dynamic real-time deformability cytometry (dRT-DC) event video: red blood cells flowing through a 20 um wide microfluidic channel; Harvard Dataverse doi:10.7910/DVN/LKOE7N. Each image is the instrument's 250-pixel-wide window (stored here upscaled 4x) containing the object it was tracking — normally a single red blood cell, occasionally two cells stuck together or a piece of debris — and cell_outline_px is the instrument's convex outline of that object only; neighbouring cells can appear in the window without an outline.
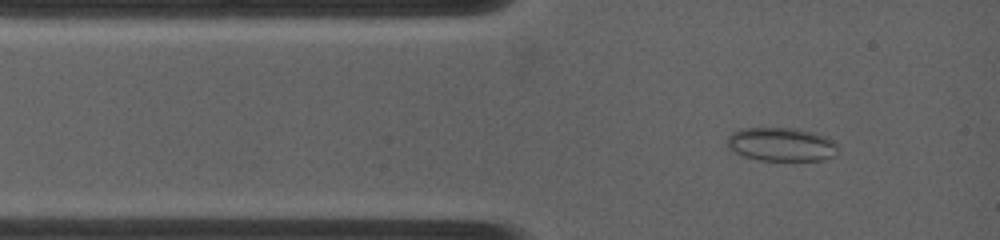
{"species": "common noctule bat (a hibernating species)", "species_latin": "Nyctalus noctula", "temperature_condition": "warm", "stored_images_in_passage": 72, "camera_frame_rate_fps": 4500, "um_per_image_px": 0.085, "animal": {"sex": "female", "body_mass_g": 19.0, "forearm_length_mm": 53.3}, "frame": {"image": 1, "passage_image": 5, "time_ms": 0.889, "image_size_px": [1000, 240], "cell_outline_px": [[836, 156], [824, 160], [760, 160], [744, 156], [728, 148], [728, 136], [732, 132], [740, 128], [800, 128], [824, 136], [832, 140], [836, 144]], "centroid_in_image_um": [66.41, 12.27], "position_along_channel_um": 18.6, "area_um2": 21.68}}
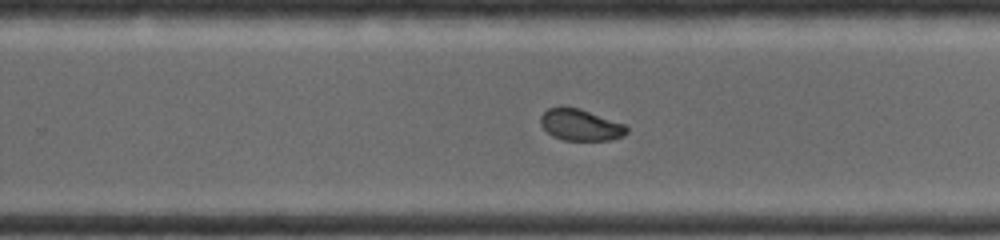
{"frame": {"image": 2, "passage_image": 37, "time_ms": 8.0, "image_size_px": [1000, 240], "cell_outline_px": [[628, 132], [624, 136], [612, 140], [564, 140], [552, 136], [540, 124], [540, 116], [548, 108], [580, 108], [624, 124], [628, 128]], "centroid_in_image_um": [49.36, 10.63], "position_along_channel_um": 280.4, "area_um2": 15.66}}
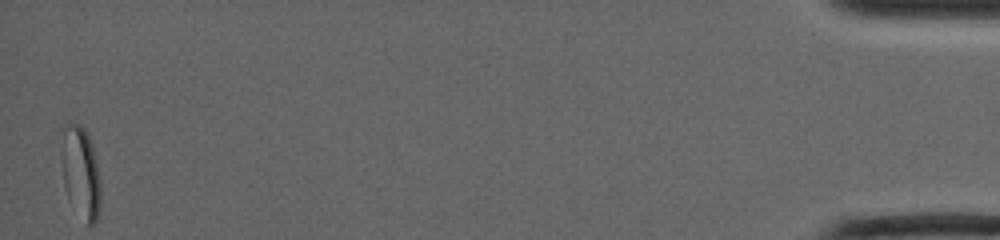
{"frame": {"image": 3, "passage_image": 72, "time_ms": 15.778, "image_size_px": [1000, 240], "cell_outline_px": [[100, 208], [96, 224], [88, 224], [68, 196], [64, 188], [60, 128], [72, 120], [80, 124], [88, 132], [92, 144], [96, 160], [100, 180]], "centroid_in_image_um": [6.85, 14.53], "position_along_channel_um": 428.3, "area_um2": 21.15}, "authors_computed_cell_mechanics": {"area_um2": 17.0799, "velocity_mm_per_s": 3.9292, "shape_relaxation_time_tau1_ms": null, "shape_relaxation_time_tau2_ms": 1.2019, "deformation_change_tau1": null, "deformation_change_tau2": 0.0481}}